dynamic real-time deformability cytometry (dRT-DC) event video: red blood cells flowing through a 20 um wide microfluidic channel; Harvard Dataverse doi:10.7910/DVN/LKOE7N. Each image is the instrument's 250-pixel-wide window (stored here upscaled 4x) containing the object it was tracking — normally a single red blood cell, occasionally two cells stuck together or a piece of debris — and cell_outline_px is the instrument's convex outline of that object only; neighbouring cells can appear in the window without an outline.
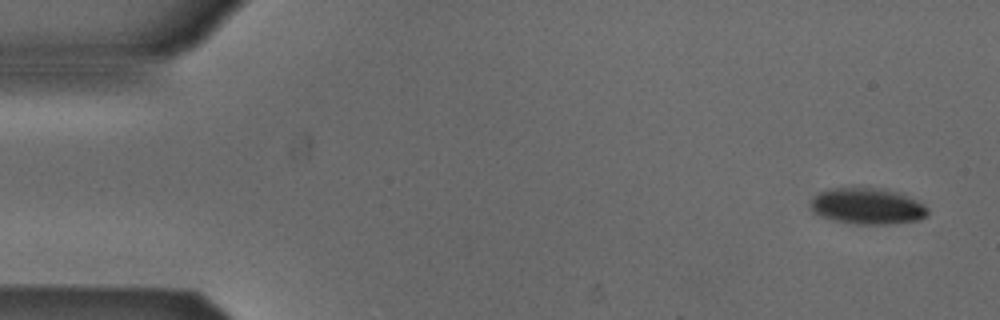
{"species": "Egyptian fruit bat (a non-hibernating species)", "species_latin": "Rousettus aegyptiacus", "temperature_condition": "cold", "stored_images_in_passage": 14, "camera_frame_rate_fps": 3000, "um_per_image_px": 0.085, "animal": {"sex": "male"}, "frame": {"image": 1, "passage_image": 1, "time_ms": 0.0, "image_size_px": [1000, 320], "cell_outline_px": [[928, 212], [924, 216], [916, 220], [884, 224], [856, 224], [836, 220], [820, 216], [808, 204], [820, 192], [828, 188], [884, 188], [900, 192], [920, 200], [928, 208]], "centroid_in_image_um": [73.76, 17.5], "position_along_channel_um": 11.2, "area_um2": 24.62}}
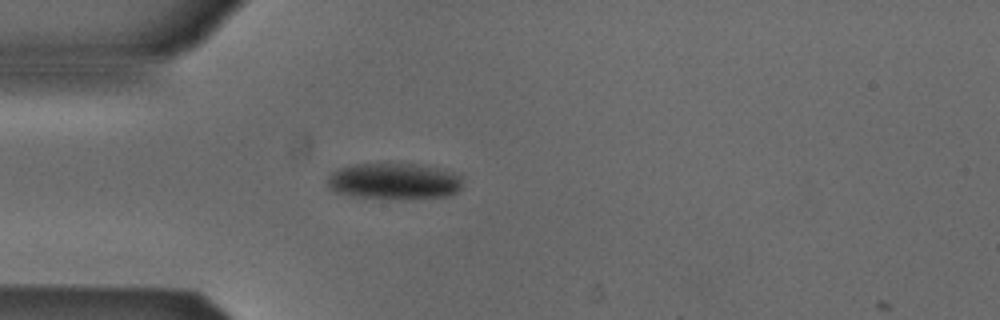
{"frame": {"image": 2, "passage_image": 13, "time_ms": 4.0, "image_size_px": [1000, 320], "cell_outline_px": [[464, 184], [456, 192], [448, 196], [352, 196], [336, 192], [328, 188], [328, 176], [332, 172], [340, 168], [356, 164], [388, 160], [416, 164], [440, 168], [452, 172], [460, 176]], "centroid_in_image_um": [33.47, 15.31], "position_along_channel_um": 51.5, "area_um2": 28.38}}